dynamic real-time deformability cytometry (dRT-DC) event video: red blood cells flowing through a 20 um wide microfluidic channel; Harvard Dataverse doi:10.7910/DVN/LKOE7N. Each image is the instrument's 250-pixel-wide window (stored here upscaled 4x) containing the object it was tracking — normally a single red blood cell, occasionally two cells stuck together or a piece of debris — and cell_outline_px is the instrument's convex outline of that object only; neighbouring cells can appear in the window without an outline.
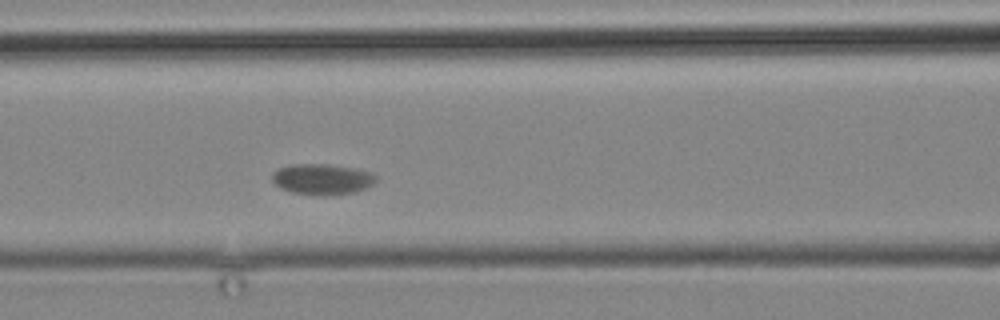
{"species": "common noctule bat (a hibernating species)", "species_latin": "Nyctalus noctula", "temperature_condition": "cold", "stored_images_in_passage": 6, "camera_frame_rate_fps": 3000, "um_per_image_px": 0.085, "animal": {"sex": "male", "body_mass_g": 19.2, "forearm_length_mm": 51.8}, "frame": {"image": 1, "passage_image": 6, "time_ms": 5.667, "image_size_px": [1000, 320], "cell_outline_px": [[376, 180], [372, 184], [356, 192], [332, 196], [324, 196], [292, 192], [280, 188], [272, 180], [272, 172], [280, 168], [292, 164], [328, 164], [356, 168], [372, 172], [376, 176]], "centroid_in_image_um": [27.4, 15.23], "position_along_channel_um": 139.2, "area_um2": 18.79}}